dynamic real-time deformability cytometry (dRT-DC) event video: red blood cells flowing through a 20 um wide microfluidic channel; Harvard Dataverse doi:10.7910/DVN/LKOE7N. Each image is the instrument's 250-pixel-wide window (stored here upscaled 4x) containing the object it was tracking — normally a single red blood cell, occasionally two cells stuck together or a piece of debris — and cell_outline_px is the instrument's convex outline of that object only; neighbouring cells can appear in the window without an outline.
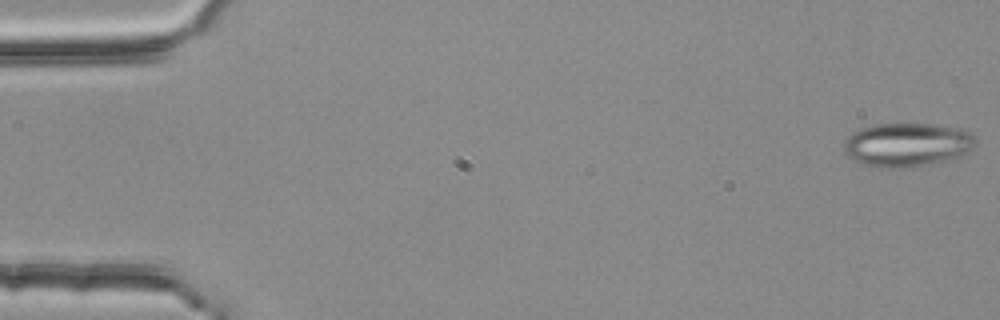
{"species": "common noctule bat (a hibernating species)", "species_latin": "Nyctalus noctula", "temperature_condition": "room temperature", "stored_images_in_passage": 55, "camera_frame_rate_fps": 3000, "um_per_image_px": 0.085, "animal": {"sex": "female", "body_mass_g": 25.1}, "frame": {"image": 1, "passage_image": 1, "time_ms": 0.0, "image_size_px": [1000, 320], "cell_outline_px": [[976, 144], [972, 148], [956, 156], [944, 160], [904, 168], [880, 168], [864, 164], [852, 160], [844, 152], [844, 140], [852, 132], [860, 128], [876, 124], [936, 124], [964, 128], [976, 136]], "centroid_in_image_um": [77.08, 12.28], "position_along_channel_um": 7.9, "area_um2": 33.64}}
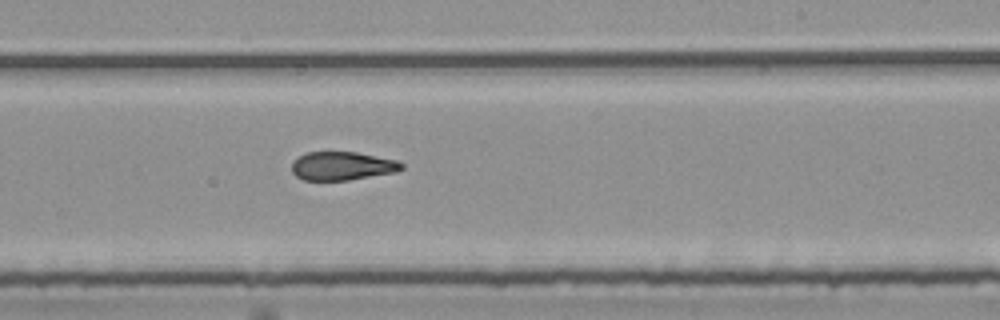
{"frame": {"image": 2, "passage_image": 33, "time_ms": 10.667, "image_size_px": [1000, 320], "cell_outline_px": [[404, 168], [396, 172], [348, 180], [304, 180], [296, 176], [292, 172], [292, 164], [300, 156], [308, 152], [356, 152], [396, 160], [404, 164]], "centroid_in_image_um": [29.11, 14.11], "position_along_channel_um": 259.9, "area_um2": 18.09}}
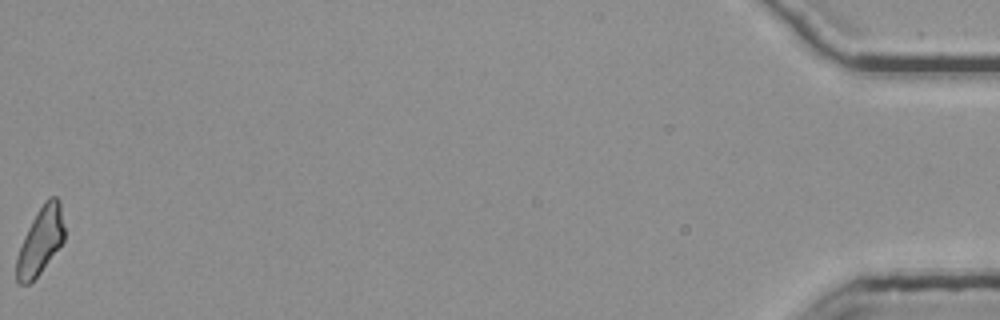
{"frame": {"image": 3, "passage_image": 55, "time_ms": 18.0, "image_size_px": [1000, 320], "cell_outline_px": [[64, 240], [40, 272], [28, 284], [20, 284], [16, 280], [16, 256], [24, 236], [32, 220], [44, 200], [48, 196], [56, 196], [60, 200], [64, 228]], "centroid_in_image_um": [3.43, 20.44], "position_along_channel_um": 431.8, "area_um2": 18.5}, "authors_computed_cell_mechanics": {"area_um2": 19.7098, "velocity_mm_per_s": 3.7526, "shape_relaxation_time_tau1_ms": null, "shape_relaxation_time_tau2_ms": 2.1405, "deformation_change_tau1": null, "deformation_change_tau2": 0.1058}}